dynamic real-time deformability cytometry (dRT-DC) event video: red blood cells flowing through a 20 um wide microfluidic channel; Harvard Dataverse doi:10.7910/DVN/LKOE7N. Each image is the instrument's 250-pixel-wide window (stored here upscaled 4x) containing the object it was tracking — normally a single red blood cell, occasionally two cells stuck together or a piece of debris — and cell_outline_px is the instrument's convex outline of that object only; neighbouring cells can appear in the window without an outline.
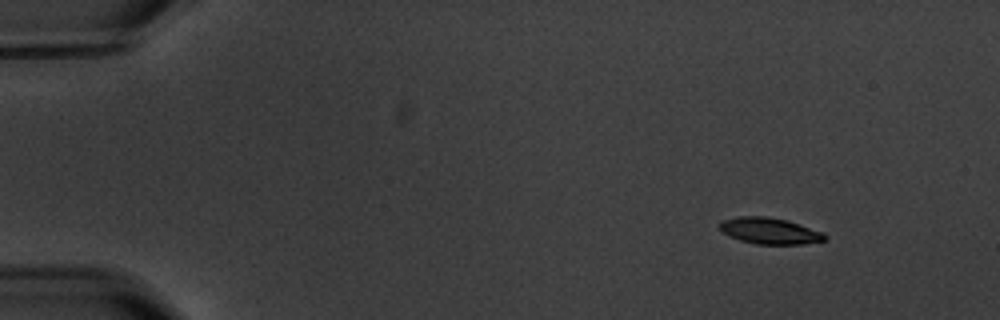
{"species": "common noctule bat (a hibernating species)", "species_latin": "Nyctalus noctula", "temperature_condition": "warm", "stored_images_in_passage": 5, "camera_frame_rate_fps": 3000, "um_per_image_px": 0.085, "animal": {"sex": "male", "body_mass_g": 20.1, "forearm_length_mm": 53.5}, "frame": {"image": 1, "passage_image": 2, "time_ms": 1.333, "image_size_px": [1000, 320], "cell_outline_px": [[828, 236], [824, 240], [804, 244], [756, 244], [740, 240], [724, 232], [720, 228], [720, 220], [736, 216], [764, 216], [788, 220], [824, 232]], "centroid_in_image_um": [65.45, 19.61], "position_along_channel_um": 19.5, "area_um2": 16.13}}
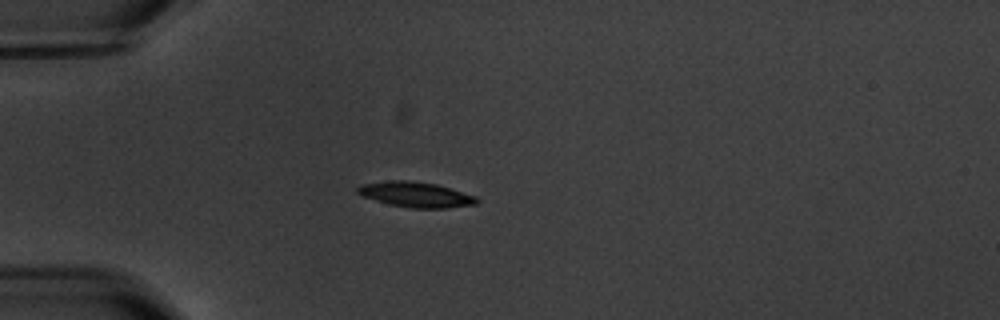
{"frame": {"image": 2, "passage_image": 5, "time_ms": 4.667, "image_size_px": [1000, 320], "cell_outline_px": [[480, 200], [476, 204], [444, 208], [412, 208], [388, 204], [364, 196], [356, 192], [356, 188], [360, 184], [392, 180], [408, 180], [436, 184], [476, 196]], "centroid_in_image_um": [35.33, 16.53], "position_along_channel_um": 49.7, "area_um2": 17.46}}